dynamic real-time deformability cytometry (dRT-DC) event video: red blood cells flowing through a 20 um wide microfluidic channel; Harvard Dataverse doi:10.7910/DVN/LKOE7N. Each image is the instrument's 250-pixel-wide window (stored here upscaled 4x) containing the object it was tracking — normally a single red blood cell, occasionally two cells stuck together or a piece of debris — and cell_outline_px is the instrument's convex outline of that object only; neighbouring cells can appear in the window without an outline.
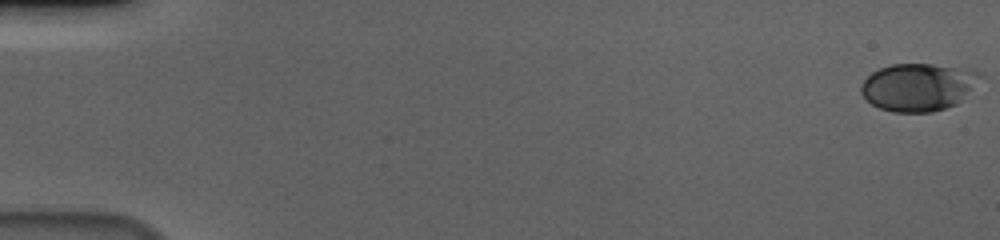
{"species": "human", "species_latin": "Homo sapiens", "temperature_condition": "cold", "stored_images_in_passage": 58, "camera_frame_rate_fps": 3000, "um_per_image_px": 0.085, "donor": {"sex": "male"}, "frame": {"image": 1, "passage_image": 1, "time_ms": 0.0, "image_size_px": [1000, 240], "cell_outline_px": [[984, 76], [956, 104], [932, 112], [896, 112], [880, 108], [872, 104], [860, 92], [860, 84], [872, 72], [880, 68], [892, 64], [932, 64], [980, 72]], "centroid_in_image_um": [78.02, 7.4], "position_along_channel_um": 7.0, "area_um2": 32.66}}
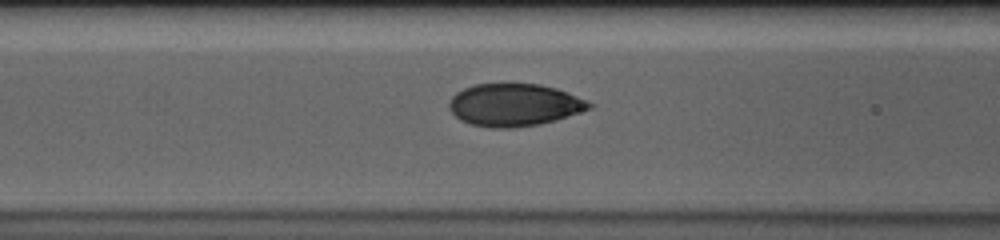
{"frame": {"image": 2, "passage_image": 25, "time_ms": 8.0, "image_size_px": [1000, 240], "cell_outline_px": [[596, 104], [592, 108], [556, 120], [540, 124], [512, 128], [492, 128], [472, 124], [460, 120], [448, 108], [448, 100], [456, 92], [464, 88], [476, 84], [540, 84], [556, 88], [568, 92], [588, 100]], "centroid_in_image_um": [43.73, 8.92], "position_along_channel_um": 122.9, "area_um2": 34.91}}
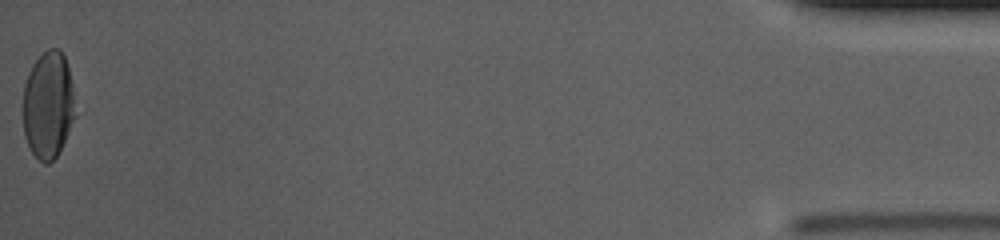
{"frame": {"image": 3, "passage_image": 58, "time_ms": 19.0, "image_size_px": [1000, 240], "cell_outline_px": [[76, 116], [56, 156], [48, 164], [44, 164], [32, 152], [24, 136], [24, 84], [28, 72], [32, 64], [48, 48], [60, 48], [64, 56], [68, 68]], "centroid_in_image_um": [4.08, 8.91], "position_along_channel_um": 431.1, "area_um2": 32.19}, "authors_computed_cell_mechanics": {"area_um2": 33.5529, "velocity_mm_per_s": 3.6522, "shape_relaxation_time_tau1_ms": 5.1059, "shape_relaxation_time_tau2_ms": null, "deformation_change_tau1": 0.1666, "deformation_change_tau2": null}}